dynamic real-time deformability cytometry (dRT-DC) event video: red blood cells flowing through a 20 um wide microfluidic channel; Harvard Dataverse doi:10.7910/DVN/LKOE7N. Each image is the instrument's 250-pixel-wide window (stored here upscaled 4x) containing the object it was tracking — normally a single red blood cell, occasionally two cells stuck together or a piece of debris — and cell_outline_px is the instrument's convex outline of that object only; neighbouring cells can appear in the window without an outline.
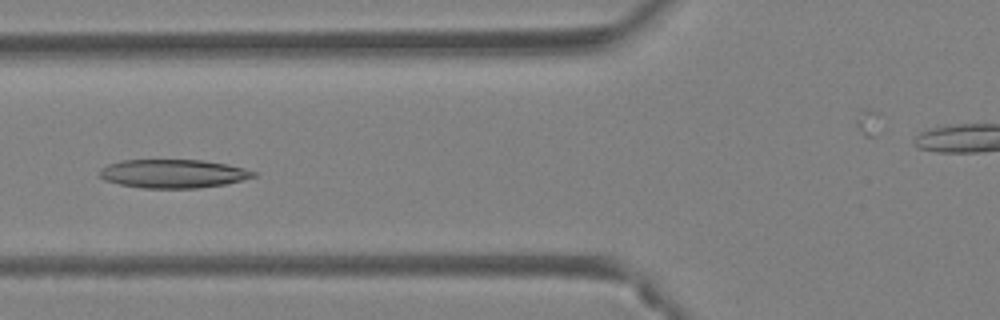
{"species": "Egyptian fruit bat (a non-hibernating species)", "species_latin": "Rousettus aegyptiacus", "temperature_condition": "warm", "stored_images_in_passage": 33, "camera_frame_rate_fps": 3000, "um_per_image_px": 0.085, "animal": {"sex": "female"}, "frame": {"image": 1, "passage_image": 8, "time_ms": 2.333, "image_size_px": [1000, 320], "cell_outline_px": [[256, 176], [224, 184], [196, 188], [144, 188], [120, 184], [104, 180], [100, 176], [100, 168], [108, 164], [120, 160], [204, 160], [228, 164], [244, 168], [256, 172]], "centroid_in_image_um": [14.7, 14.75], "position_along_channel_um": 111.1, "area_um2": 25.55}}
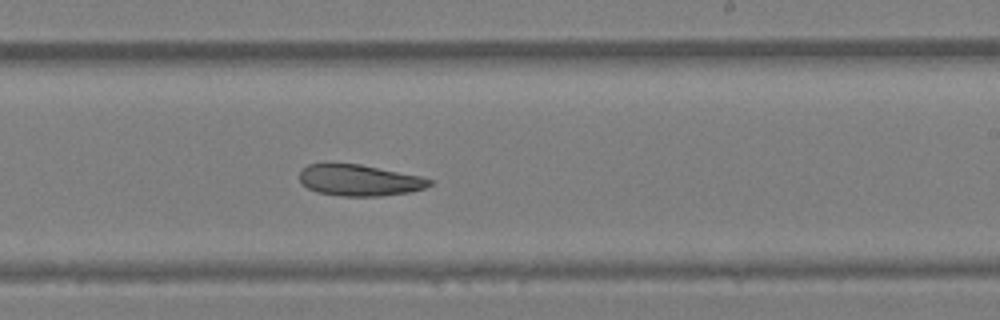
{"frame": {"image": 2, "passage_image": 18, "time_ms": 5.667, "image_size_px": [1000, 320], "cell_outline_px": [[432, 184], [424, 188], [408, 192], [380, 196], [340, 196], [316, 192], [308, 188], [300, 180], [300, 168], [308, 164], [328, 160], [360, 164], [420, 176], [432, 180]], "centroid_in_image_um": [30.45, 15.28], "position_along_channel_um": 258.5, "area_um2": 24.28}}
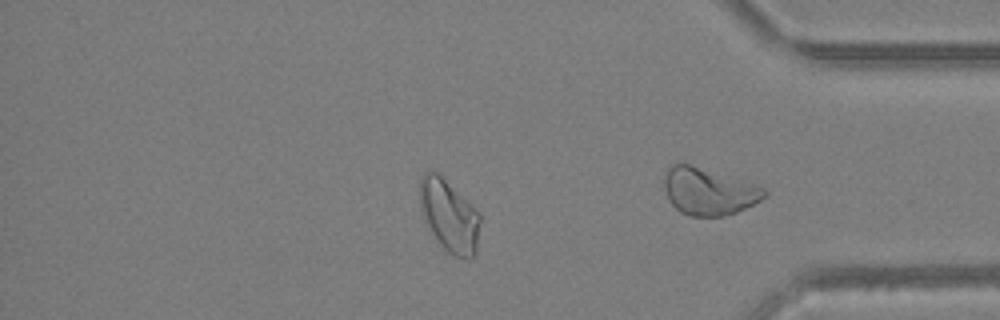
{"frame": {"image": 3, "passage_image": 26, "time_ms": 8.333, "image_size_px": [1000, 320], "cell_outline_px": [[480, 220], [476, 252], [472, 260], [468, 260], [456, 256], [448, 252], [440, 244], [432, 232], [424, 216], [420, 204], [420, 180], [424, 172], [428, 168], [436, 172], [472, 204], [480, 212]], "centroid_in_image_um": [38.21, 18.34], "position_along_channel_um": 397.0, "area_um2": 25.14}, "authors_computed_cell_mechanics": {"area_um2": 25.143, "velocity_mm_per_s": 4.432, "shape_relaxation_time_tau1_ms": null, "shape_relaxation_time_tau2_ms": 3.2045, "deformation_change_tau1": null, "deformation_change_tau2": 0.0959}}